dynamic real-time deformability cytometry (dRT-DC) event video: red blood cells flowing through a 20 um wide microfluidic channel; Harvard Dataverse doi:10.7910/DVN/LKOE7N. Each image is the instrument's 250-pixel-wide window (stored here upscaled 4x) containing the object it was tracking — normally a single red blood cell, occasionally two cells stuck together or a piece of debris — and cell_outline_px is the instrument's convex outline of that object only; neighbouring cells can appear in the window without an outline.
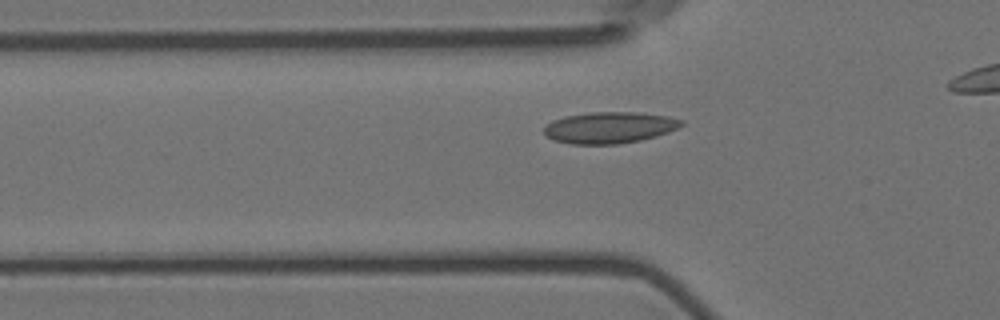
{"species": "Egyptian fruit bat (a non-hibernating species)", "species_latin": "Rousettus aegyptiacus", "temperature_condition": "room temperature", "stored_images_in_passage": 39, "camera_frame_rate_fps": 3000, "um_per_image_px": 0.085, "animal": {"sex": "female"}, "frame": {"image": 1, "passage_image": 11, "time_ms": 3.333, "image_size_px": [1000, 320], "cell_outline_px": [[684, 124], [668, 132], [656, 136], [640, 140], [616, 144], [572, 144], [552, 140], [544, 132], [544, 128], [552, 120], [564, 116], [592, 112], [636, 112], [668, 116], [684, 120]], "centroid_in_image_um": [51.81, 10.84], "position_along_channel_um": 74.0, "area_um2": 25.09}}
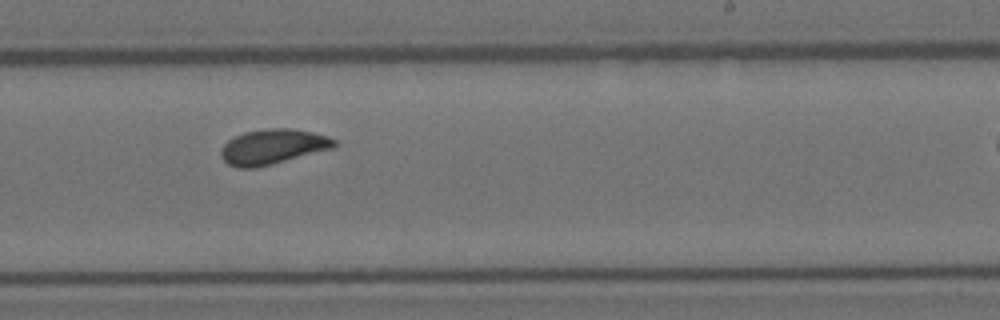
{"frame": {"image": 2, "passage_image": 27, "time_ms": 8.667, "image_size_px": [1000, 320], "cell_outline_px": [[336, 148], [256, 168], [236, 168], [228, 164], [220, 156], [220, 152], [224, 144], [228, 140], [244, 132], [268, 128], [292, 128], [312, 132], [328, 136], [336, 140]], "centroid_in_image_um": [23.2, 12.48], "position_along_channel_um": 265.8, "area_um2": 23.35}}
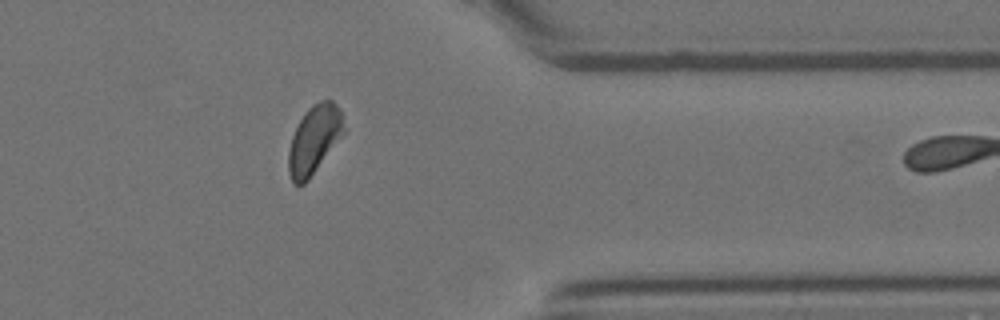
{"frame": {"image": 3, "passage_image": 38, "time_ms": 12.333, "image_size_px": [1000, 320], "cell_outline_px": [[344, 132], [308, 180], [304, 184], [292, 184], [288, 172], [288, 152], [292, 136], [304, 112], [312, 104], [320, 100], [332, 100], [340, 108], [344, 128]], "centroid_in_image_um": [26.68, 11.86], "position_along_channel_um": 384.7, "area_um2": 21.79}}